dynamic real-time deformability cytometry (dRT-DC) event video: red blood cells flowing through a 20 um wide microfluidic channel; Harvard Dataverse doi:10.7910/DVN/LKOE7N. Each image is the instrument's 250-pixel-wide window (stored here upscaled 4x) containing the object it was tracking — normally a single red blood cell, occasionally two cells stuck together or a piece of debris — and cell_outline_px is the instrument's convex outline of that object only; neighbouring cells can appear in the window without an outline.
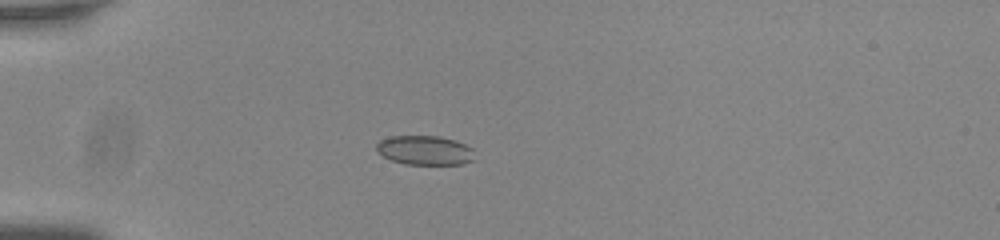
{"species": "common noctule bat (a hibernating species)", "species_latin": "Nyctalus noctula", "temperature_condition": "room temperature", "stored_images_in_passage": 40, "camera_frame_rate_fps": 3000, "um_per_image_px": 0.085, "animal": {"sex": "male", "body_mass_g": 20.0, "forearm_length_mm": 53.3}, "frame": {"image": 1, "passage_image": 1, "time_ms": 0.0, "image_size_px": [1000, 240], "cell_outline_px": [[476, 160], [464, 164], [404, 164], [392, 160], [384, 156], [376, 148], [376, 144], [380, 140], [388, 136], [440, 136], [456, 140], [472, 148]], "centroid_in_image_um": [36.15, 12.77], "position_along_channel_um": 48.8, "area_um2": 16.88}}
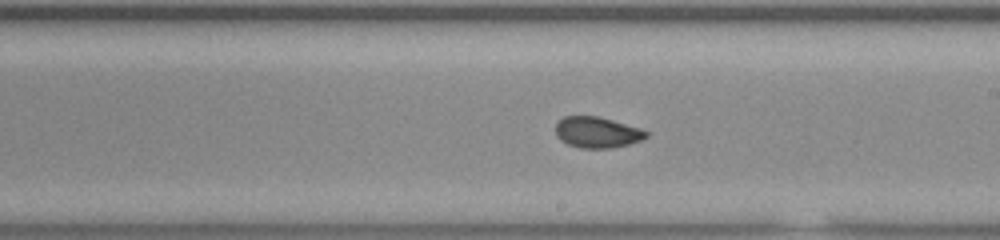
{"frame": {"image": 2, "passage_image": 18, "time_ms": 5.667, "image_size_px": [1000, 240], "cell_outline_px": [[648, 136], [640, 140], [628, 144], [612, 148], [580, 148], [568, 144], [560, 140], [556, 136], [556, 124], [564, 116], [596, 116], [612, 120], [640, 128], [648, 132]], "centroid_in_image_um": [50.74, 11.25], "position_along_channel_um": 238.3, "area_um2": 16.24}}
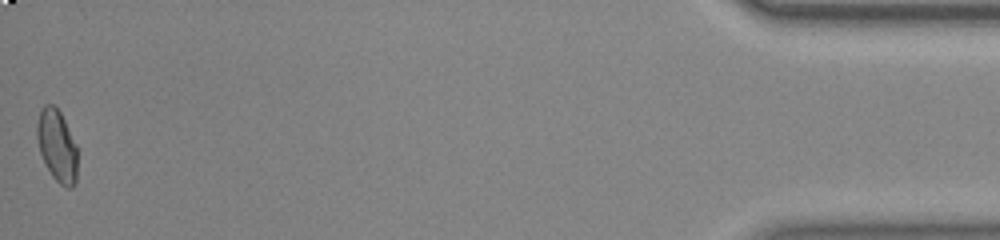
{"frame": {"image": 3, "passage_image": 40, "time_ms": 13.0, "image_size_px": [1000, 240], "cell_outline_px": [[76, 184], [72, 188], [68, 188], [60, 184], [52, 176], [40, 152], [36, 136], [36, 124], [40, 108], [44, 104], [52, 104], [60, 112], [76, 144]], "centroid_in_image_um": [4.83, 12.37], "position_along_channel_um": 430.4, "area_um2": 16.88}, "authors_computed_cell_mechanics": {"area_um2": 16.8776, "velocity_mm_per_s": 3.7767, "shape_relaxation_time_tau1_ms": null, "shape_relaxation_time_tau2_ms": 1.2772, "deformation_change_tau1": null, "deformation_change_tau2": 0.04}}